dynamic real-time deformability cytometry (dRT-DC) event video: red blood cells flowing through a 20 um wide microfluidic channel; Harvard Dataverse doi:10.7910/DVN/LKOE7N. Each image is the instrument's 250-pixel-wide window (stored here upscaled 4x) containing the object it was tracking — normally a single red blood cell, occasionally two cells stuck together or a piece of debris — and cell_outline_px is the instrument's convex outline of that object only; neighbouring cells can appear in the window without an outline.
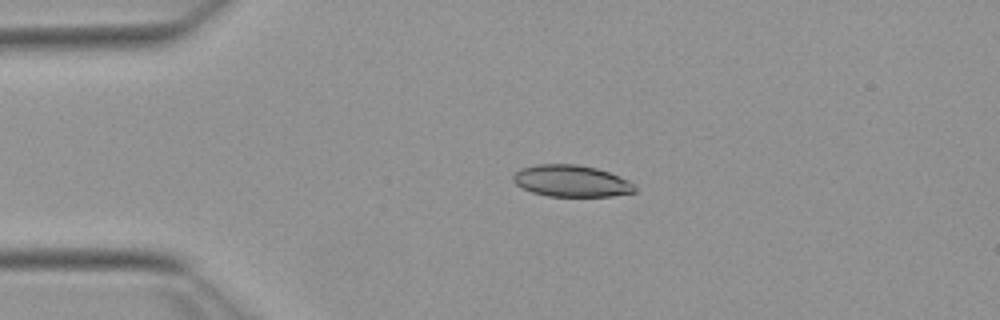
{"species": "Egyptian fruit bat (a non-hibernating species)", "species_latin": "Rousettus aegyptiacus", "temperature_condition": "warm", "stored_images_in_passage": 30, "camera_frame_rate_fps": 3000, "um_per_image_px": 0.085, "animal": {"sex": "female"}, "frame": {"image": 1, "passage_image": 1, "time_ms": 0.0, "image_size_px": [1000, 320], "cell_outline_px": [[636, 192], [612, 196], [548, 196], [532, 192], [516, 184], [512, 180], [512, 176], [520, 168], [536, 164], [576, 164], [596, 168], [620, 176], [628, 180], [636, 188]], "centroid_in_image_um": [48.55, 15.38], "position_along_channel_um": 36.4, "area_um2": 22.43}}
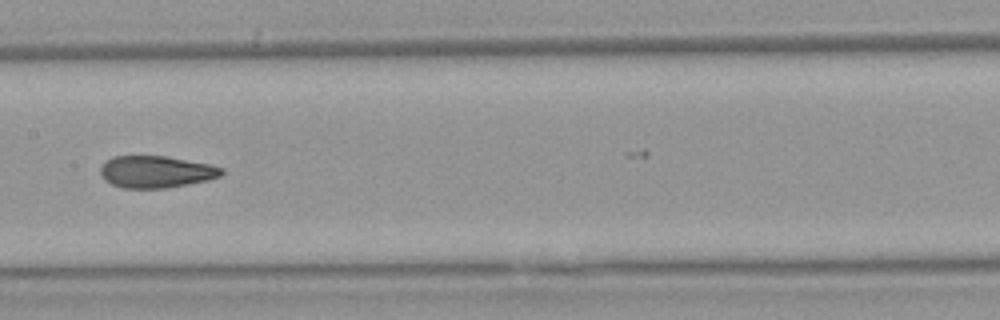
{"frame": {"image": 2, "passage_image": 16, "time_ms": 5.0, "image_size_px": [1000, 320], "cell_outline_px": [[224, 172], [220, 176], [208, 180], [168, 188], [124, 188], [112, 184], [104, 180], [100, 172], [100, 168], [112, 156], [168, 156], [208, 164], [224, 168]], "centroid_in_image_um": [13.28, 14.6], "position_along_channel_um": 194.1, "area_um2": 22.54}}
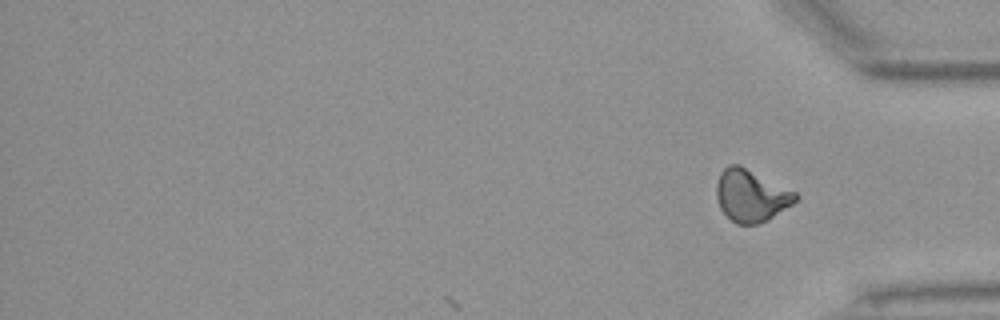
{"frame": {"image": 3, "passage_image": 30, "time_ms": 9.667, "image_size_px": [1000, 320], "cell_outline_px": [[800, 196], [792, 204], [768, 220], [760, 224], [736, 224], [720, 208], [716, 196], [716, 184], [720, 172], [728, 164], [740, 164], [796, 192]], "centroid_in_image_um": [63.83, 16.61], "position_along_channel_um": 371.4, "area_um2": 24.1}, "authors_computed_cell_mechanics": {"area_um2": 23.3223, "velocity_mm_per_s": 3.8587, "shape_relaxation_time_tau1_ms": 11.0728, "shape_relaxation_time_tau2_ms": 1.426, "deformation_change_tau1": 0.2695, "deformation_change_tau2": 0.0788}}